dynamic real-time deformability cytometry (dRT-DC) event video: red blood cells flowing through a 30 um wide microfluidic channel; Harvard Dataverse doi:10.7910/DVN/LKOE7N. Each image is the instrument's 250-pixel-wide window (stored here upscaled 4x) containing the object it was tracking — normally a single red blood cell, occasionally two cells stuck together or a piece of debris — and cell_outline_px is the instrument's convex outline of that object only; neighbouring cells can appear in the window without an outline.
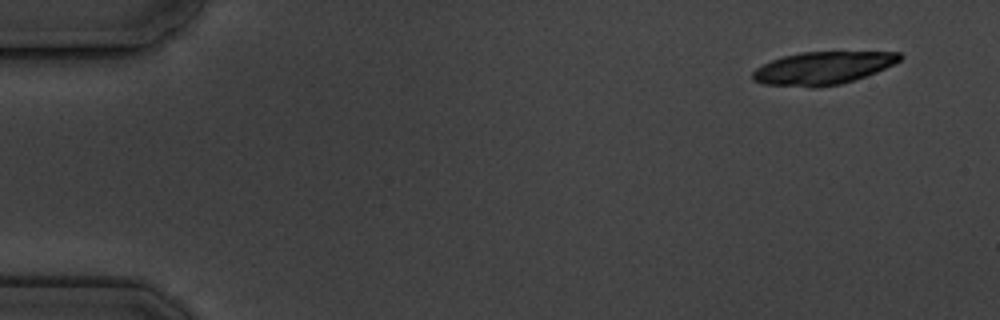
{"species": "common noctule bat (a hibernating species)", "species_latin": "Nyctalus noctula", "temperature_condition": "cold", "stored_images_in_passage": 15, "camera_frame_rate_fps": 3000, "um_per_image_px": 0.085, "animal": {"sex": "male", "body_mass_g": 19.5, "forearm_length_mm": 54.6}, "frame": {"image": 1, "passage_image": 1, "time_ms": 0.0, "image_size_px": [1000, 320], "cell_outline_px": [[904, 56], [900, 60], [876, 72], [840, 84], [812, 88], [764, 84], [752, 80], [752, 72], [756, 68], [772, 60], [784, 56], [800, 52], [900, 52]], "centroid_in_image_um": [69.9, 5.79], "position_along_channel_um": 15.1, "area_um2": 27.92}}
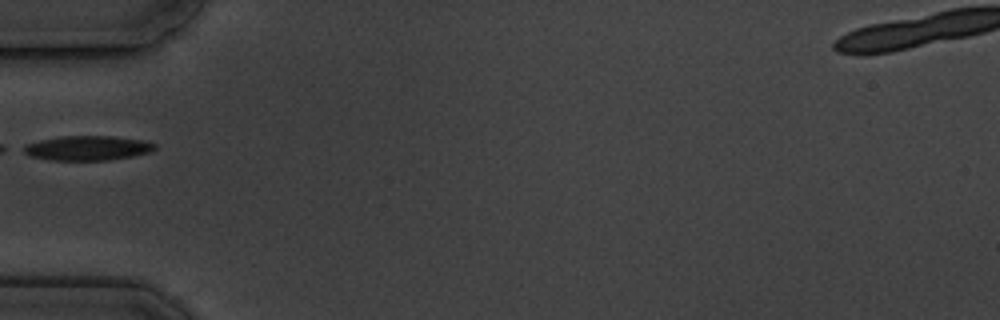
{"frame": {"image": 2, "passage_image": 5, "time_ms": 5.333, "image_size_px": [1000, 320], "cell_outline_px": [[156, 148], [148, 152], [132, 156], [108, 160], [52, 160], [28, 156], [16, 148], [24, 144], [40, 140], [60, 136], [112, 136], [144, 140], [156, 144]], "centroid_in_image_um": [7.33, 12.58], "position_along_channel_um": 77.7, "area_um2": 19.07}, "authors_computed_cell_mechanics": {"area_um2": 20.1722, "velocity_mm_per_s": 3.4497, "shape_relaxation_time_tau1_ms": 2.8316, "shape_relaxation_time_tau2_ms": 4.9242, "deformation_change_tau1": 0.1199, "deformation_change_tau2": 0.1204}}